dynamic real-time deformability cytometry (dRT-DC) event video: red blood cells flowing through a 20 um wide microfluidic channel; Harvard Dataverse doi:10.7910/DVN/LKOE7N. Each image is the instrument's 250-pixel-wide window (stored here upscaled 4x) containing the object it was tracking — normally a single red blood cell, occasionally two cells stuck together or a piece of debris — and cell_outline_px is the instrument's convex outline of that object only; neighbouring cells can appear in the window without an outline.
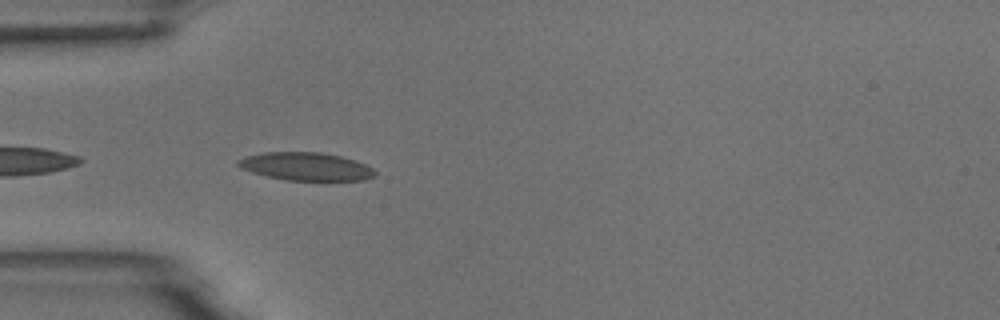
{"species": "common noctule bat (a hibernating species)", "species_latin": "Nyctalus noctula", "temperature_condition": "room temperature", "stored_images_in_passage": 5, "camera_frame_rate_fps": 3000, "um_per_image_px": 0.085, "animal": {"sex": "male", "body_mass_g": 18.8}, "frame": {"image": 1, "passage_image": 2, "time_ms": 0.333, "image_size_px": [1000, 320], "cell_outline_px": [[376, 176], [364, 180], [284, 180], [252, 172], [240, 168], [236, 164], [236, 160], [244, 156], [264, 152], [320, 152], [340, 156], [356, 160], [372, 168], [376, 172]], "centroid_in_image_um": [25.98, 14.14], "position_along_channel_um": 59.0, "area_um2": 22.43}}